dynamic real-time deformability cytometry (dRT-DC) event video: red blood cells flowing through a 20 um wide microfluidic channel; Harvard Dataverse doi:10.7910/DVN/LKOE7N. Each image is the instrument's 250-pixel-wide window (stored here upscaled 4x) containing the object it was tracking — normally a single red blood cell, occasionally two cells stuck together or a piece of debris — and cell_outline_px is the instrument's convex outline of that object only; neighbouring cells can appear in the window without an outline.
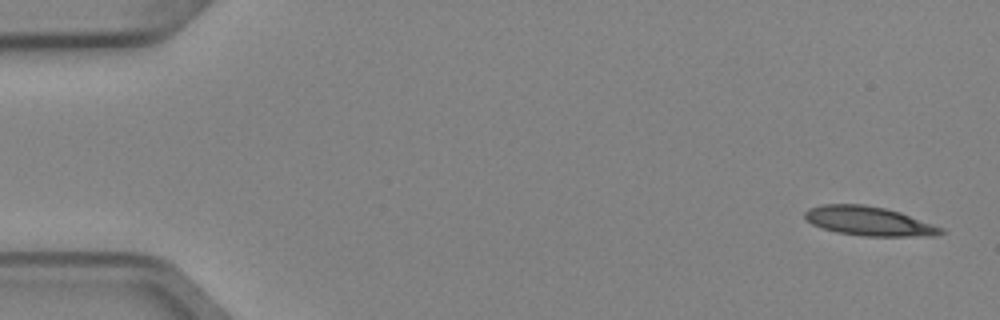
{"species": "Egyptian fruit bat (a non-hibernating species)", "species_latin": "Rousettus aegyptiacus", "temperature_condition": "cold", "stored_images_in_passage": 6, "camera_frame_rate_fps": 3000, "um_per_image_px": 0.085, "animal": {"sex": "female"}, "frame": {"image": 1, "passage_image": 1, "time_ms": 0.0, "image_size_px": [1000, 320], "cell_outline_px": [[944, 232], [936, 236], [864, 236], [836, 232], [812, 224], [804, 216], [804, 212], [808, 208], [824, 204], [864, 204], [884, 208], [900, 212], [944, 228]], "centroid_in_image_um": [73.87, 18.79], "position_along_channel_um": 11.1, "area_um2": 23.06}}
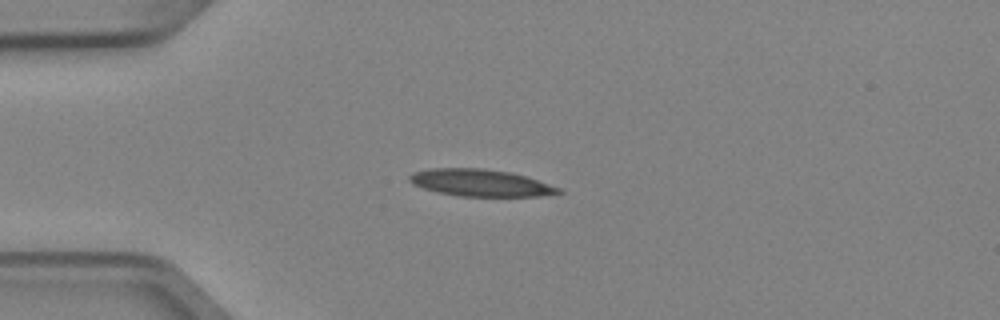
{"frame": {"image": 2, "passage_image": 4, "time_ms": 1.0, "image_size_px": [1000, 320], "cell_outline_px": [[564, 192], [540, 196], [460, 196], [440, 192], [424, 188], [412, 184], [408, 180], [408, 176], [412, 172], [428, 168], [484, 168], [512, 172], [528, 176], [564, 188]], "centroid_in_image_um": [40.9, 15.52], "position_along_channel_um": 44.1, "area_um2": 23.81}}
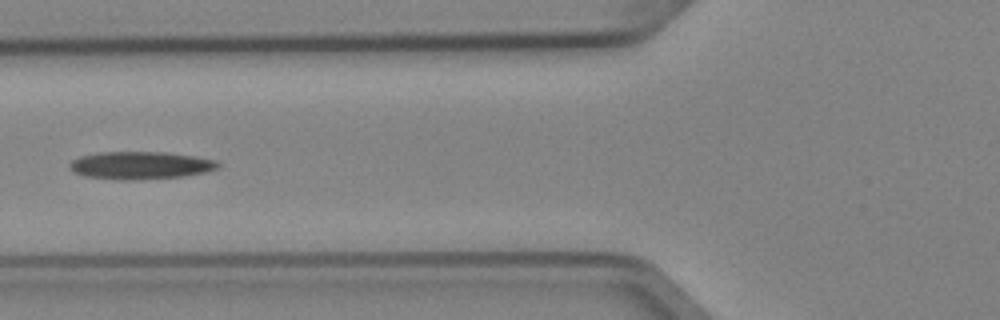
{"frame": {"image": 3, "passage_image": 6, "time_ms": 1.667, "image_size_px": [1000, 320], "cell_outline_px": [[220, 168], [204, 172], [184, 176], [132, 180], [116, 180], [84, 176], [76, 172], [68, 164], [72, 160], [80, 156], [100, 152], [164, 152], [196, 156], [216, 160], [220, 164]], "centroid_in_image_um": [11.96, 14.05], "position_along_channel_um": 113.8, "area_um2": 23.93}}